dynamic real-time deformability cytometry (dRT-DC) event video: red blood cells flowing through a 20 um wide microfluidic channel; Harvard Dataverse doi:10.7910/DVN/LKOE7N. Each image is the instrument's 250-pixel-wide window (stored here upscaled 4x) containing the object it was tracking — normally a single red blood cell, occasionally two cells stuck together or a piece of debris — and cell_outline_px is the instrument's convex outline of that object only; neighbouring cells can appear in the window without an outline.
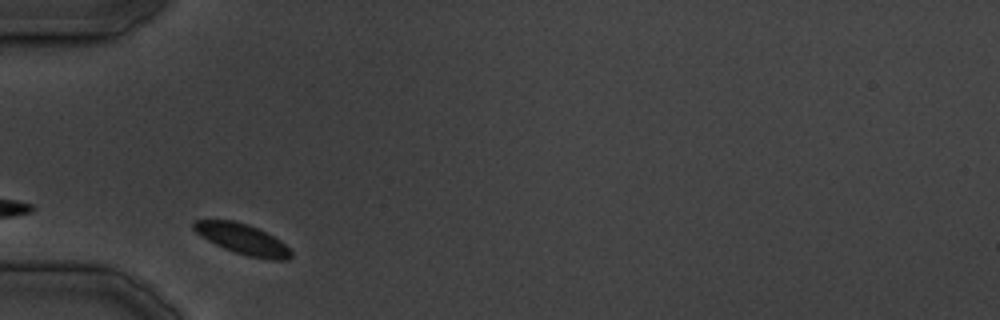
{"species": "common noctule bat (a hibernating species)", "species_latin": "Nyctalus noctula", "temperature_condition": "cold", "stored_images_in_passage": 12, "camera_frame_rate_fps": 3000, "um_per_image_px": 0.085, "animal": {"sex": "male", "body_mass_g": 19.5, "forearm_length_mm": 54.6}, "frame": {"image": 1, "passage_image": 1, "time_ms": 0.0, "image_size_px": [1000, 320], "cell_outline_px": [[292, 256], [288, 260], [272, 260], [248, 256], [224, 248], [208, 240], [196, 232], [192, 228], [192, 220], [232, 220], [248, 224], [280, 240], [292, 252]], "centroid_in_image_um": [20.61, 20.32], "position_along_channel_um": 64.4, "area_um2": 17.05}}